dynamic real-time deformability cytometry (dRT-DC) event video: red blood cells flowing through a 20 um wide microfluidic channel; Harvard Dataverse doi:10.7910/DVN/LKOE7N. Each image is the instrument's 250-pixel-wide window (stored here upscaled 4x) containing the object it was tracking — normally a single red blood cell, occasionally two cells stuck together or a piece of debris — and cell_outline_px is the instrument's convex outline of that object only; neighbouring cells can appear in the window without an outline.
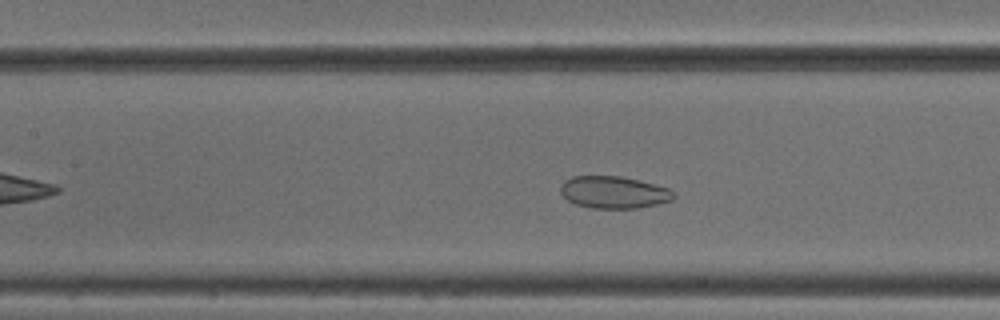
{"species": "common noctule bat (a hibernating species)", "species_latin": "Nyctalus noctula", "temperature_condition": "cold", "stored_images_in_passage": 44, "camera_frame_rate_fps": 3000, "um_per_image_px": 0.085, "animal": {"sex": "male", "body_mass_g": 18.8}, "frame": {"image": 1, "passage_image": 16, "time_ms": 5.0, "image_size_px": [1000, 320], "cell_outline_px": [[676, 196], [672, 200], [640, 208], [592, 208], [576, 204], [568, 200], [560, 192], [560, 184], [564, 180], [572, 176], [620, 176], [668, 188], [676, 192]], "centroid_in_image_um": [52.16, 16.34], "position_along_channel_um": 155.2, "area_um2": 21.15}}
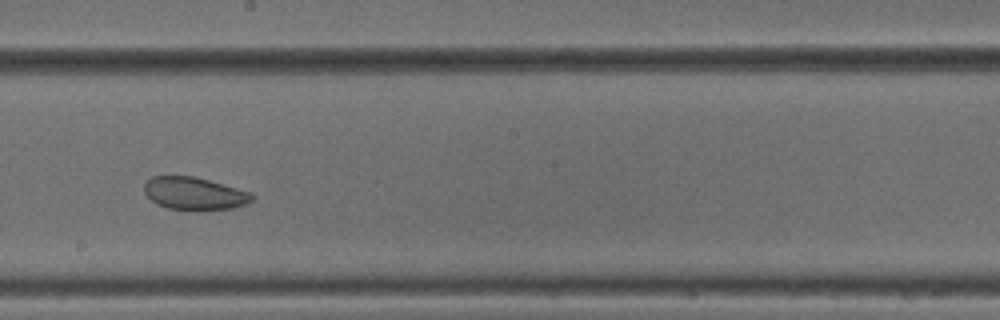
{"frame": {"image": 2, "passage_image": 22, "time_ms": 7.0, "image_size_px": [1000, 320], "cell_outline_px": [[256, 196], [248, 204], [232, 208], [168, 208], [156, 204], [144, 192], [144, 184], [152, 176], [192, 176], [208, 180], [252, 192]], "centroid_in_image_um": [16.54, 16.42], "position_along_channel_um": 231.7, "area_um2": 20.0}}
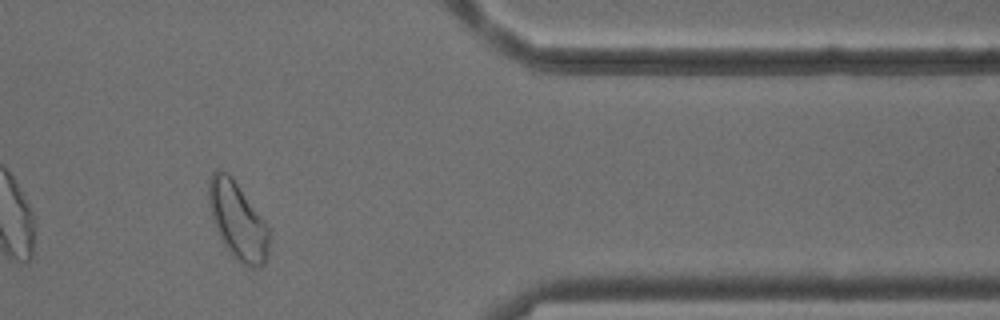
{"frame": {"image": 3, "passage_image": 36, "time_ms": 11.667, "image_size_px": [1000, 320], "cell_outline_px": [[268, 252], [264, 264], [260, 268], [252, 268], [240, 264], [236, 260], [224, 244], [216, 228], [208, 204], [208, 180], [212, 172], [216, 168], [232, 176], [264, 220], [268, 228]], "centroid_in_image_um": [20.19, 18.76], "position_along_channel_um": 391.2, "area_um2": 27.11}, "authors_computed_cell_mechanics": {"area_um2": 24.3627, "velocity_mm_per_s": 3.8361, "shape_relaxation_time_tau1_ms": null, "shape_relaxation_time_tau2_ms": 1.7497, "deformation_change_tau1": null, "deformation_change_tau2": 0.066}}